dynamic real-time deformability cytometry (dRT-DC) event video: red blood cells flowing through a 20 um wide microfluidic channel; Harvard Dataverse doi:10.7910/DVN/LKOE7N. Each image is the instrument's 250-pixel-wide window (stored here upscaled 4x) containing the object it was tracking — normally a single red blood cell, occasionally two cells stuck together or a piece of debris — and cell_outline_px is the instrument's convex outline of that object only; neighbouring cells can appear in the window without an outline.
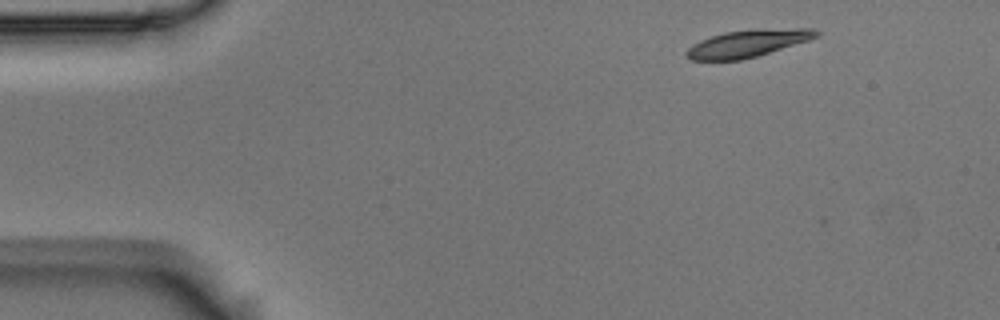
{"species": "Egyptian fruit bat (a non-hibernating species)", "species_latin": "Rousettus aegyptiacus", "temperature_condition": "room temperature", "stored_images_in_passage": 8, "camera_frame_rate_fps": 3000, "um_per_image_px": 0.085, "animal": {"sex": "male"}, "frame": {"image": 1, "passage_image": 1, "time_ms": 0.0, "image_size_px": [1000, 320], "cell_outline_px": [[820, 36], [808, 40], [756, 56], [740, 60], [692, 60], [684, 52], [692, 44], [700, 40], [724, 32], [752, 28], [812, 28], [820, 32]], "centroid_in_image_um": [63.56, 3.66], "position_along_channel_um": 21.4, "area_um2": 20.69}}